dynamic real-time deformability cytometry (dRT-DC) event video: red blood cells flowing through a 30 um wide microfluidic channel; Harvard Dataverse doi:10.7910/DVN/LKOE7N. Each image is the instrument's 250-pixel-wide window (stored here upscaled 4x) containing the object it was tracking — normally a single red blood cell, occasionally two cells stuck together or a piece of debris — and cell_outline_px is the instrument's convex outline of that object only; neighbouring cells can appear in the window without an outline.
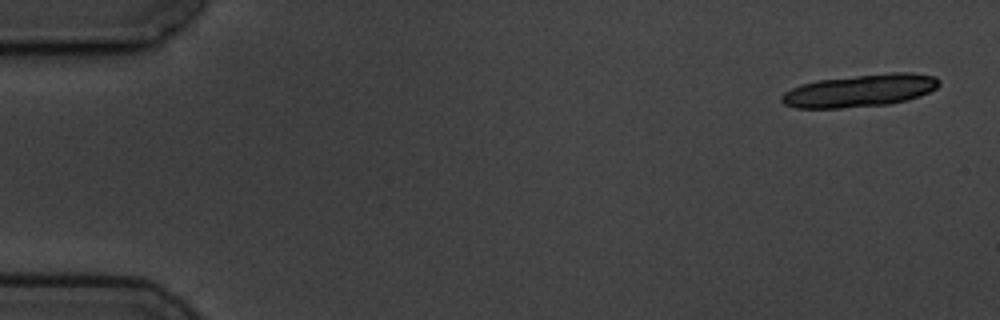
{"species": "common noctule bat (a hibernating species)", "species_latin": "Nyctalus noctula", "temperature_condition": "cold", "stored_images_in_passage": 4, "camera_frame_rate_fps": 3000, "um_per_image_px": 0.085, "animal": {"sex": "male", "body_mass_g": 19.5, "forearm_length_mm": 54.6}, "frame": {"image": 1, "passage_image": 1, "time_ms": 0.0, "image_size_px": [1000, 320], "cell_outline_px": [[940, 84], [936, 88], [920, 96], [908, 100], [888, 104], [840, 108], [796, 108], [784, 104], [780, 100], [780, 96], [784, 92], [800, 84], [816, 80], [892, 72], [912, 72], [936, 76], [940, 80]], "centroid_in_image_um": [73.1, 7.69], "position_along_channel_um": 11.9, "area_um2": 30.0}}